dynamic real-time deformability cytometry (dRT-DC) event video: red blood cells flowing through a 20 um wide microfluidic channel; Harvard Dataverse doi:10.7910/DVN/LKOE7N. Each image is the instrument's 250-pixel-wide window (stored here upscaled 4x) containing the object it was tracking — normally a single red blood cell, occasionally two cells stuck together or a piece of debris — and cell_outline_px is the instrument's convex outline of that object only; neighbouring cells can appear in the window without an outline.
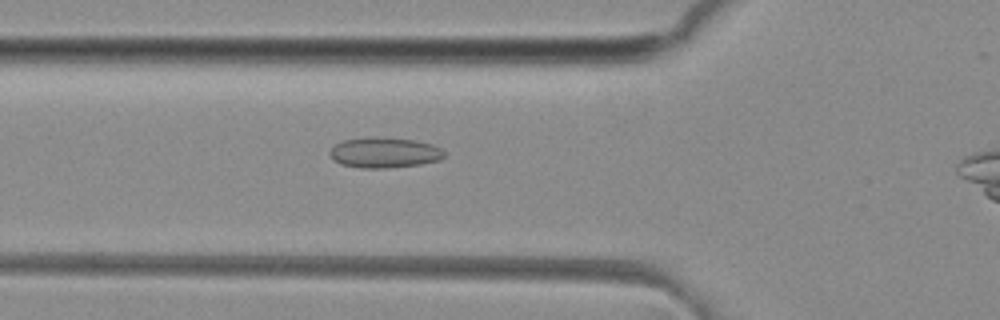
{"species": "common noctule bat (a hibernating species)", "species_latin": "Nyctalus noctula", "temperature_condition": "room temperature", "stored_images_in_passage": 46, "camera_frame_rate_fps": 3000, "um_per_image_px": 0.085, "animal": {"sex": "female", "body_mass_g": 29.2, "forearm_length_mm": 56.3}, "frame": {"image": 1, "passage_image": 18, "time_ms": 5.667, "image_size_px": [1000, 320], "cell_outline_px": [[444, 156], [440, 160], [420, 164], [384, 168], [360, 168], [340, 164], [332, 160], [328, 152], [336, 144], [344, 140], [416, 140], [432, 144], [440, 148], [444, 152]], "centroid_in_image_um": [32.67, 13.03], "position_along_channel_um": 93.1, "area_um2": 19.36}}
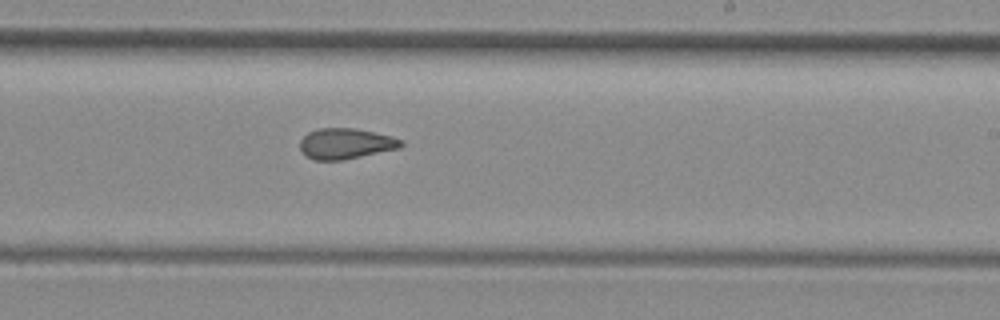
{"frame": {"image": 2, "passage_image": 30, "time_ms": 9.667, "image_size_px": [1000, 320], "cell_outline_px": [[404, 144], [400, 148], [344, 160], [312, 160], [300, 148], [300, 140], [308, 132], [316, 128], [356, 128], [392, 136], [404, 140]], "centroid_in_image_um": [29.41, 12.2], "position_along_channel_um": 259.6, "area_um2": 18.21}}
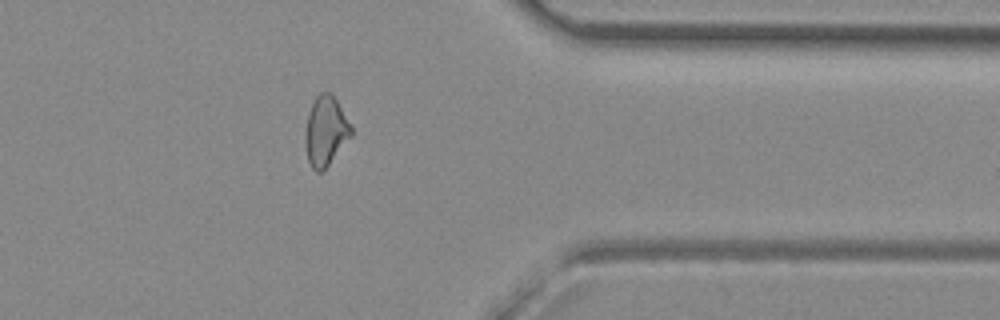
{"frame": {"image": 3, "passage_image": 40, "time_ms": 13.0, "image_size_px": [1000, 320], "cell_outline_px": [[352, 136], [328, 164], [320, 172], [316, 172], [312, 168], [308, 160], [304, 144], [304, 136], [308, 112], [316, 96], [320, 92], [332, 92], [352, 128]], "centroid_in_image_um": [27.66, 11.12], "position_along_channel_um": 383.7, "area_um2": 18.55}, "authors_computed_cell_mechanics": {"area_um2": 18.9584, "velocity_mm_per_s": 4.1569, "shape_relaxation_time_tau1_ms": null, "shape_relaxation_time_tau2_ms": 1.8824, "deformation_change_tau1": null, "deformation_change_tau2": 0.0906}}